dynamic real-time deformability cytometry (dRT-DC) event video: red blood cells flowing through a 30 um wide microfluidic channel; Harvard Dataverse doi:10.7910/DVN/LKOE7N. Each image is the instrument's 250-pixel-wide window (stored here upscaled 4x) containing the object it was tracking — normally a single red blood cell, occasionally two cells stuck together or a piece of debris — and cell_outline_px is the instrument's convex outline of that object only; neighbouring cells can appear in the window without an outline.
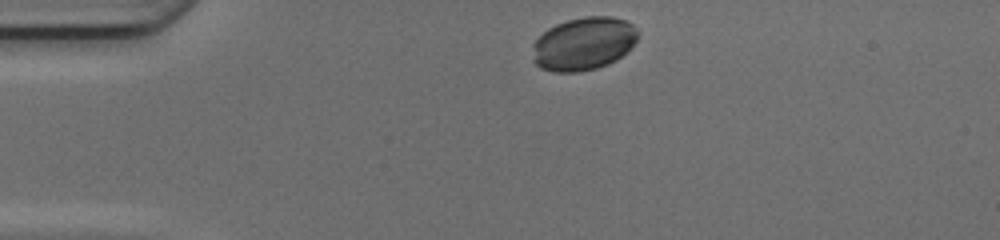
{"species": "common noctule bat (a hibernating species)", "species_latin": "Nyctalus noctula", "temperature_condition": "cold", "stored_images_in_passage": 40, "camera_frame_rate_fps": 3000, "um_per_image_px": 0.085, "animal": {"sex": "female", "body_mass_g": 17.0, "forearm_length_mm": 48.0}, "frame": {"image": 1, "passage_image": 1, "time_ms": 0.0, "image_size_px": [1000, 240], "cell_outline_px": [[640, 32], [632, 48], [628, 52], [616, 60], [608, 64], [596, 68], [576, 72], [552, 72], [540, 68], [536, 64], [532, 44], [548, 28], [556, 24], [568, 20], [584, 16], [612, 16], [624, 20], [632, 24]], "centroid_in_image_um": [49.64, 3.71], "position_along_channel_um": 35.4, "area_um2": 32.71}}
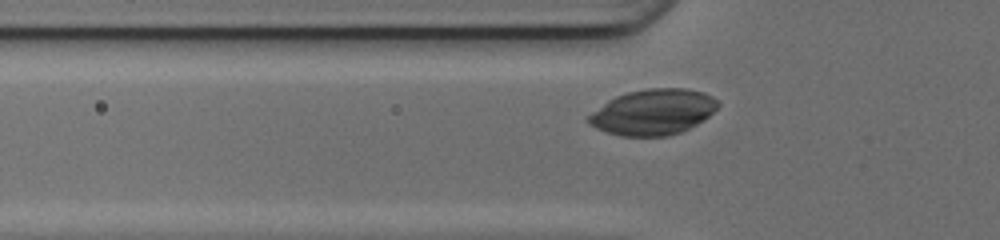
{"frame": {"image": 2, "passage_image": 7, "time_ms": 2.0, "image_size_px": [1000, 240], "cell_outline_px": [[720, 104], [708, 116], [696, 124], [680, 132], [668, 136], [620, 136], [596, 128], [588, 124], [588, 116], [592, 112], [608, 100], [616, 96], [628, 92], [648, 88], [684, 88], [704, 92], [712, 96]], "centroid_in_image_um": [55.5, 9.52], "position_along_channel_um": 70.3, "area_um2": 34.22}}